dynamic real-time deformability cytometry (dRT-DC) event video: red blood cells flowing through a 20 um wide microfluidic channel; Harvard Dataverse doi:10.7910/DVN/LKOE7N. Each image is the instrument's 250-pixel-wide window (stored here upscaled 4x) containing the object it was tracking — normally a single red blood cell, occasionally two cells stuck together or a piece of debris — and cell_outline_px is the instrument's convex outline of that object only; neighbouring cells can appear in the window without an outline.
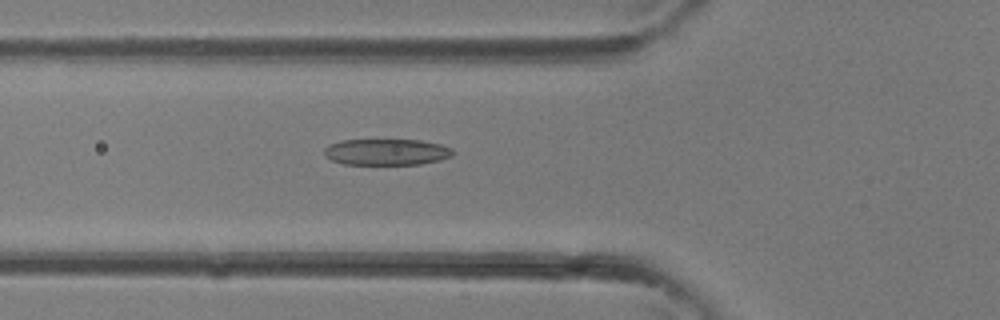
{"species": "common noctule bat (a hibernating species)", "species_latin": "Nyctalus noctula", "temperature_condition": "room temperature", "stored_images_in_passage": 35, "camera_frame_rate_fps": 3000, "um_per_image_px": 0.085, "animal": {"sex": "female"}, "frame": {"image": 1, "passage_image": 12, "time_ms": 3.667, "image_size_px": [1000, 320], "cell_outline_px": [[456, 152], [452, 156], [440, 160], [420, 164], [344, 164], [332, 160], [324, 156], [324, 148], [328, 144], [340, 140], [420, 140], [440, 144], [452, 148]], "centroid_in_image_um": [32.85, 12.91], "position_along_channel_um": 92.9, "area_um2": 19.83}}
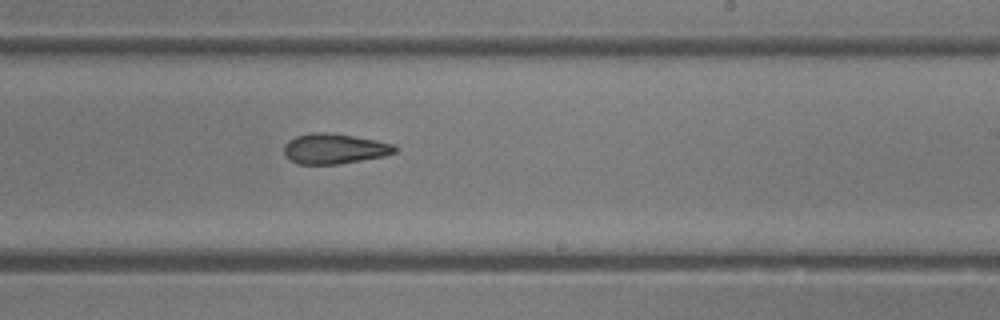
{"frame": {"image": 2, "passage_image": 21, "time_ms": 6.667, "image_size_px": [1000, 320], "cell_outline_px": [[396, 152], [384, 156], [336, 164], [296, 164], [288, 160], [284, 156], [284, 144], [288, 140], [296, 136], [312, 132], [328, 132], [376, 140], [396, 144]], "centroid_in_image_um": [28.38, 12.64], "position_along_channel_um": 260.6, "area_um2": 19.65}}
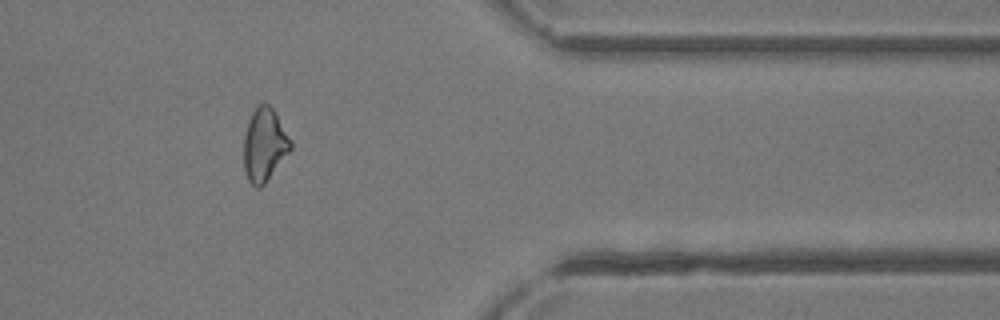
{"frame": {"image": 3, "passage_image": 29, "time_ms": 9.333, "image_size_px": [1000, 320], "cell_outline_px": [[292, 148], [264, 184], [260, 188], [256, 188], [248, 180], [244, 168], [244, 136], [248, 120], [252, 112], [260, 104], [268, 104], [276, 112], [292, 140]], "centroid_in_image_um": [22.48, 12.3], "position_along_channel_um": 388.9, "area_um2": 19.94}}